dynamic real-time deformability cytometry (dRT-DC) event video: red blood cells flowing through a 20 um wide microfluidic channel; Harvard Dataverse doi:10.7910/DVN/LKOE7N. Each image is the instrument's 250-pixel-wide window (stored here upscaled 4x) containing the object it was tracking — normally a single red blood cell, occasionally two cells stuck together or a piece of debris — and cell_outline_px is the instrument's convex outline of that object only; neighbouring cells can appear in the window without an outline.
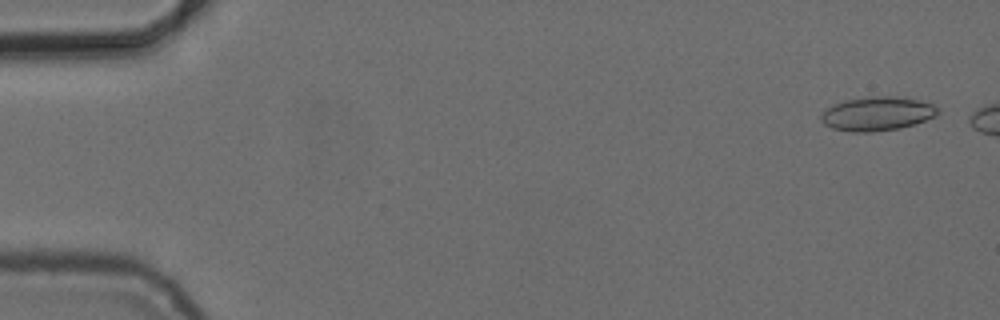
{"species": "common noctule bat (a hibernating species)", "species_latin": "Nyctalus noctula", "temperature_condition": "cold", "stored_images_in_passage": 3, "camera_frame_rate_fps": 3000, "um_per_image_px": 0.085, "animal": {"sex": "female", "body_mass_g": 24.6, "forearm_length_mm": 56.2}, "frame": {"image": 1, "passage_image": 1, "time_ms": 0.0, "image_size_px": [1000, 320], "cell_outline_px": [[940, 112], [936, 116], [900, 128], [872, 132], [852, 132], [832, 128], [824, 124], [820, 120], [820, 116], [832, 104], [844, 100], [872, 96], [896, 96], [920, 100], [936, 104], [940, 108]], "centroid_in_image_um": [74.59, 9.65], "position_along_channel_um": 10.4, "area_um2": 23.29}}